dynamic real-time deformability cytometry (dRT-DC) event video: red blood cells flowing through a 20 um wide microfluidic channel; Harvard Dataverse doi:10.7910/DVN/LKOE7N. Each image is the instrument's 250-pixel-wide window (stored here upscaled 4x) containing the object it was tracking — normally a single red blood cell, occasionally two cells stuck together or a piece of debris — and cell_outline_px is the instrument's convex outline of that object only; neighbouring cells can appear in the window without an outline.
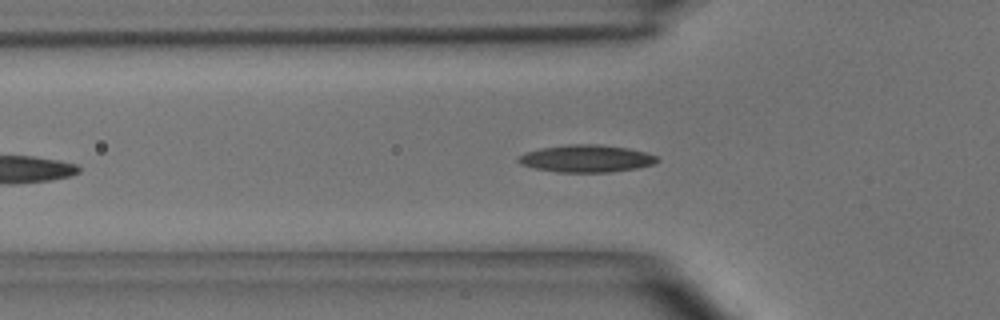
{"species": "common noctule bat (a hibernating species)", "species_latin": "Nyctalus noctula", "temperature_condition": "room temperature", "stored_images_in_passage": 24, "camera_frame_rate_fps": 3000, "um_per_image_px": 0.085, "animal": {"sex": "male", "body_mass_g": 15.6}, "frame": {"image": 1, "passage_image": 8, "time_ms": 2.333, "image_size_px": [1000, 320], "cell_outline_px": [[660, 160], [656, 164], [636, 168], [608, 172], [560, 172], [536, 168], [520, 164], [516, 160], [516, 156], [524, 152], [540, 148], [568, 144], [600, 144], [628, 148], [648, 152], [656, 156]], "centroid_in_image_um": [49.84, 13.46], "position_along_channel_um": 76.0, "area_um2": 22.31}}
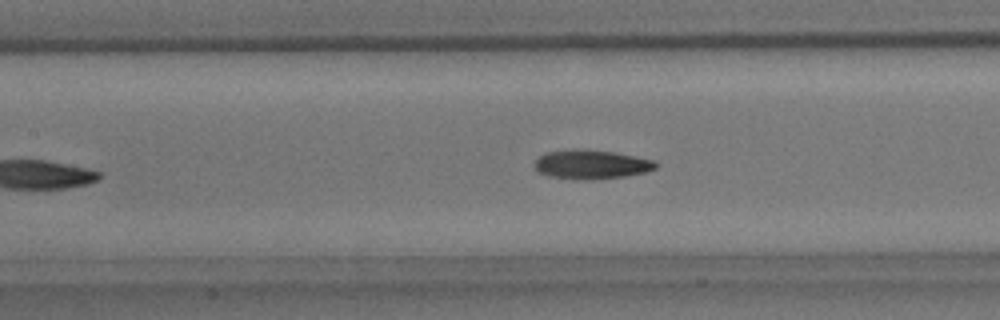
{"frame": {"image": 2, "passage_image": 14, "time_ms": 4.333, "image_size_px": [1000, 320], "cell_outline_px": [[660, 164], [656, 168], [648, 172], [624, 176], [592, 180], [580, 180], [548, 176], [540, 172], [536, 168], [536, 160], [540, 156], [548, 152], [576, 148], [616, 152], [656, 160]], "centroid_in_image_um": [50.34, 13.97], "position_along_channel_um": 157.1, "area_um2": 20.75}}